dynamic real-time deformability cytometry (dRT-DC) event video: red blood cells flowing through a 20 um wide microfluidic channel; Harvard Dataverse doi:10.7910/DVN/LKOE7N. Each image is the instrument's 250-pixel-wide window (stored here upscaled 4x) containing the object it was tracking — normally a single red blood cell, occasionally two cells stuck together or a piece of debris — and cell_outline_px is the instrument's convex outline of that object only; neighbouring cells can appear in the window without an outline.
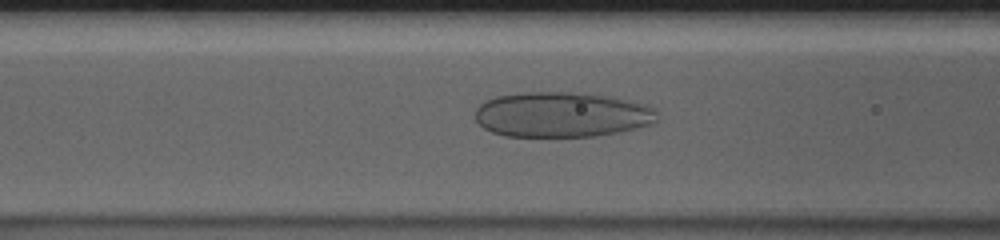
{"species": "human", "species_latin": "Homo sapiens", "temperature_condition": "cold", "stored_images_in_passage": 44, "camera_frame_rate_fps": 3000, "um_per_image_px": 0.085, "donor": {"sex": "male"}, "frame": {"image": 1, "passage_image": 11, "time_ms": 3.333, "image_size_px": [1000, 240], "cell_outline_px": [[656, 120], [652, 124], [620, 132], [596, 136], [504, 136], [492, 132], [484, 128], [476, 120], [476, 108], [480, 104], [488, 100], [500, 96], [528, 92], [568, 92], [616, 96], [648, 104], [656, 108]], "centroid_in_image_um": [47.82, 9.74], "position_along_channel_um": 118.8, "area_um2": 48.15}}
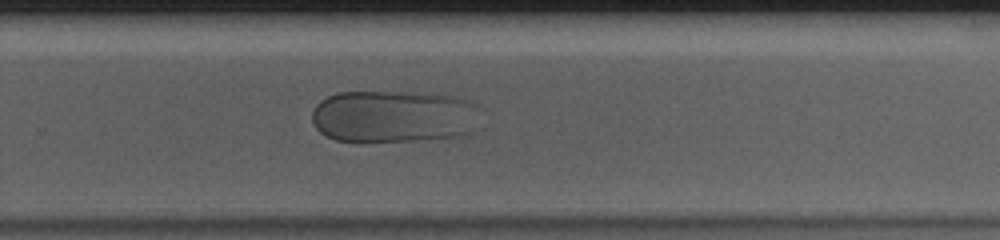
{"frame": {"image": 2, "passage_image": 26, "time_ms": 8.333, "image_size_px": [1000, 240], "cell_outline_px": [[476, 104], [472, 132], [460, 136], [416, 140], [336, 140], [320, 132], [316, 128], [312, 120], [312, 112], [316, 104], [320, 100], [328, 96], [340, 92], [424, 92], [456, 96]], "centroid_in_image_um": [33.41, 9.86], "position_along_channel_um": 296.4, "area_um2": 50.98}}
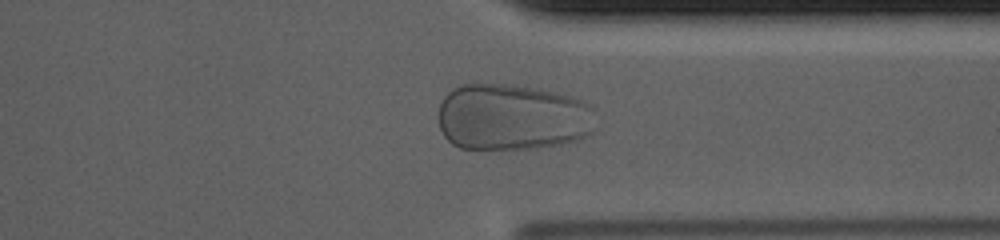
{"frame": {"image": 3, "passage_image": 32, "time_ms": 10.333, "image_size_px": [1000, 240], "cell_outline_px": [[592, 132], [576, 140], [536, 148], [460, 148], [452, 144], [444, 136], [440, 128], [436, 116], [440, 104], [444, 96], [452, 88], [464, 84], [504, 84], [556, 92], [572, 96], [592, 104]], "centroid_in_image_um": [43.48, 9.95], "position_along_channel_um": 367.9, "area_um2": 60.98}}